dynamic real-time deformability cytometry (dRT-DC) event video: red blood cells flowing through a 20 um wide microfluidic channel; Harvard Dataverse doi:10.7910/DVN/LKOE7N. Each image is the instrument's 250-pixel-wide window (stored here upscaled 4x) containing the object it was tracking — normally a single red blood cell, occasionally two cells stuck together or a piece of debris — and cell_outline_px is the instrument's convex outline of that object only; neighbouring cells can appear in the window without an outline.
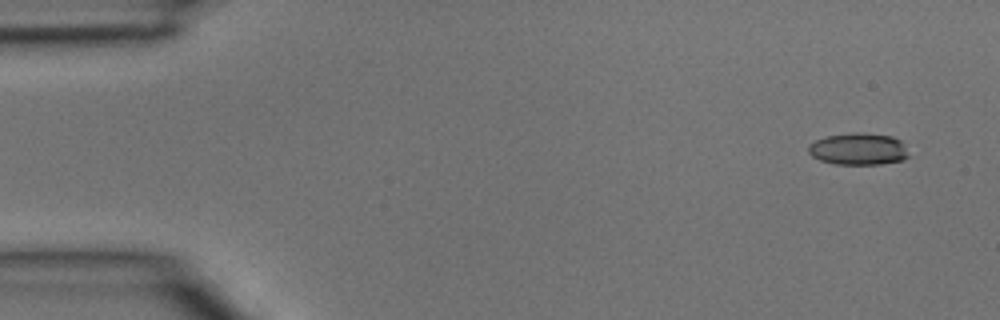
{"species": "common noctule bat (a hibernating species)", "species_latin": "Nyctalus noctula", "temperature_condition": "room temperature", "stored_images_in_passage": 5, "camera_frame_rate_fps": 3000, "um_per_image_px": 0.085, "animal": {"sex": "male", "body_mass_g": 15.6}, "frame": {"image": 1, "passage_image": 1, "time_ms": 0.0, "image_size_px": [1000, 320], "cell_outline_px": [[912, 156], [904, 160], [880, 164], [836, 164], [820, 160], [812, 156], [808, 152], [808, 144], [816, 140], [828, 136], [852, 132], [860, 132], [892, 136], [900, 140]], "centroid_in_image_um": [73.0, 12.67], "position_along_channel_um": 12.0, "area_um2": 18.84}}